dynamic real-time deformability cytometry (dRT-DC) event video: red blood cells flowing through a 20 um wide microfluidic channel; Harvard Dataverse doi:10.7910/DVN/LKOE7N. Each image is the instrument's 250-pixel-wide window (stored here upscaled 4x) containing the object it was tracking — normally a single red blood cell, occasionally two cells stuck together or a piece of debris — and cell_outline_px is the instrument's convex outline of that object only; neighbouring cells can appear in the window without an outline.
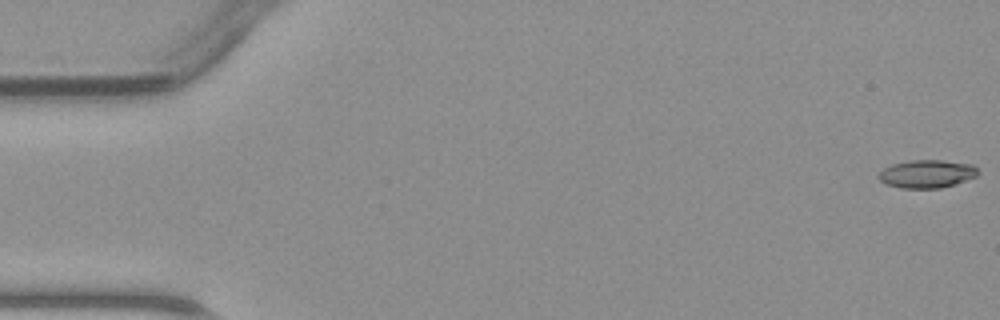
{"species": "common noctule bat (a hibernating species)", "species_latin": "Nyctalus noctula", "temperature_condition": "warm", "stored_images_in_passage": 47, "camera_frame_rate_fps": 3000, "um_per_image_px": 0.085, "animal": {"sex": "male", "body_mass_g": 23.1, "forearm_length_mm": 52.7}, "frame": {"image": 1, "passage_image": 1, "time_ms": 0.0, "image_size_px": [1000, 320], "cell_outline_px": [[980, 172], [976, 176], [940, 188], [900, 188], [888, 184], [880, 180], [876, 176], [884, 168], [892, 164], [908, 160], [940, 160], [972, 164]], "centroid_in_image_um": [78.76, 14.77], "position_along_channel_um": 6.2, "area_um2": 16.07}}
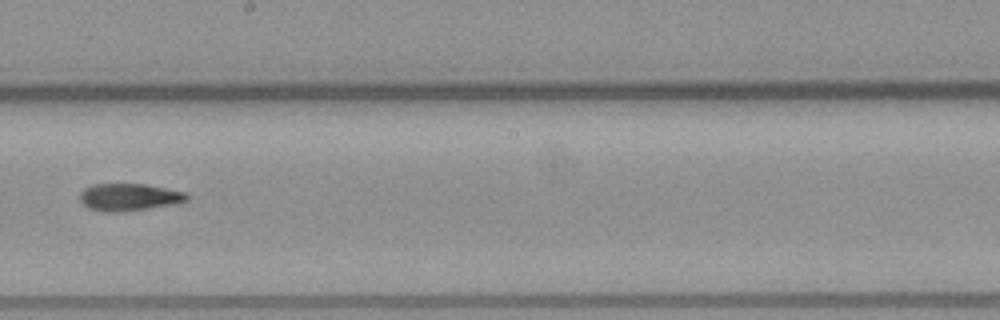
{"frame": {"image": 2, "passage_image": 27, "time_ms": 8.667, "image_size_px": [1000, 320], "cell_outline_px": [[188, 200], [176, 204], [124, 212], [104, 212], [88, 208], [80, 200], [80, 192], [84, 188], [92, 184], [144, 184], [184, 192], [188, 196]], "centroid_in_image_um": [10.95, 16.76], "position_along_channel_um": 237.3, "area_um2": 17.05}}
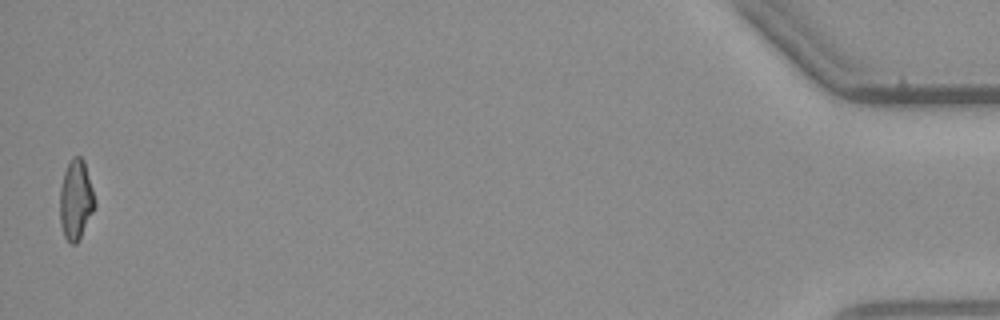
{"frame": {"image": 3, "passage_image": 47, "time_ms": 15.333, "image_size_px": [1000, 320], "cell_outline_px": [[96, 204], [76, 244], [72, 244], [64, 236], [60, 224], [60, 188], [64, 172], [72, 156], [80, 156], [84, 160], [96, 200]], "centroid_in_image_um": [6.44, 16.95], "position_along_channel_um": 428.8, "area_um2": 16.07}}